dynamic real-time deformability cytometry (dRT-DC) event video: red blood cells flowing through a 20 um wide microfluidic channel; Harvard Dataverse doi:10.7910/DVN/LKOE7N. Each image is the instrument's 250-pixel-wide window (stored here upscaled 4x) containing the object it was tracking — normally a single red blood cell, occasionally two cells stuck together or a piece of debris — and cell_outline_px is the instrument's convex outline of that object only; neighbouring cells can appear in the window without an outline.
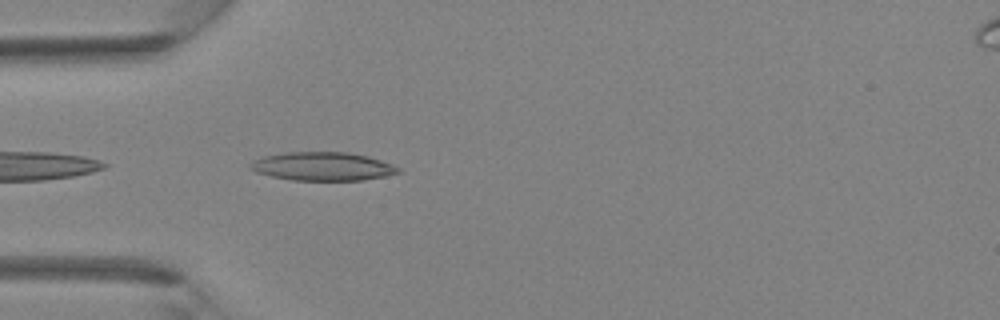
{"species": "Egyptian fruit bat (a non-hibernating species)", "species_latin": "Rousettus aegyptiacus", "temperature_condition": "room temperature", "stored_images_in_passage": 18, "segment_of_instrument_passage": [1, 2], "camera_frame_rate_fps": 3000, "um_per_image_px": 0.085, "animal": {"sex": "female"}, "frame": {"image": 1, "passage_image": 1, "time_ms": 0.0, "image_size_px": [1000, 320], "cell_outline_px": [[400, 172], [384, 176], [364, 180], [292, 180], [272, 176], [256, 172], [248, 168], [248, 164], [252, 160], [264, 156], [284, 152], [348, 152], [368, 156], [392, 164], [400, 168]], "centroid_in_image_um": [27.39, 14.13], "position_along_channel_um": 57.6, "area_um2": 24.62}}
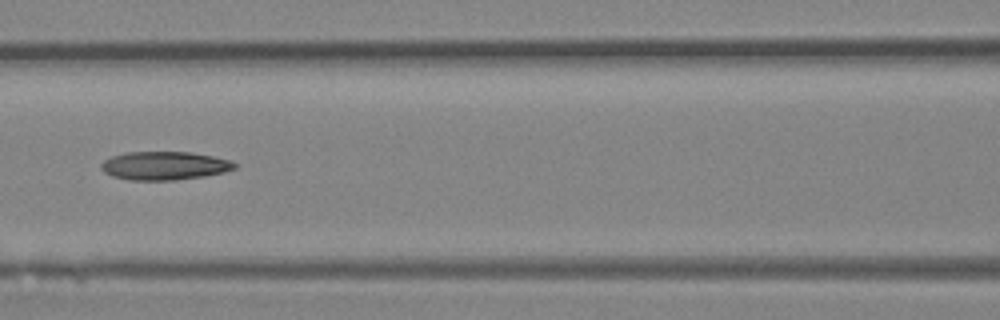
{"frame": {"image": 2, "passage_image": 7, "time_ms": 2.0, "image_size_px": [1000, 320], "cell_outline_px": [[236, 168], [224, 172], [204, 176], [176, 180], [128, 180], [112, 176], [104, 172], [100, 168], [100, 164], [104, 160], [112, 156], [128, 152], [192, 152], [232, 160], [236, 164]], "centroid_in_image_um": [13.97, 14.08], "position_along_channel_um": 152.6, "area_um2": 22.2}}
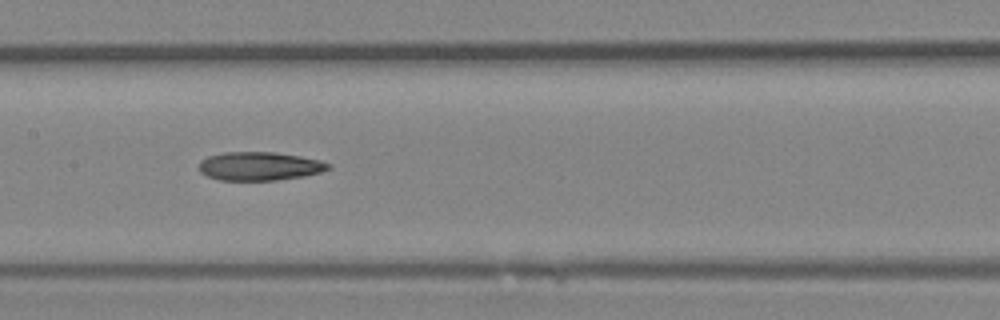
{"frame": {"image": 3, "passage_image": 9, "time_ms": 2.667, "image_size_px": [1000, 320], "cell_outline_px": [[332, 168], [320, 172], [304, 176], [276, 180], [220, 180], [208, 176], [200, 172], [200, 160], [208, 156], [224, 152], [276, 152], [300, 156], [320, 160], [332, 164]], "centroid_in_image_um": [22.09, 14.12], "position_along_channel_um": 185.3, "area_um2": 21.56}}